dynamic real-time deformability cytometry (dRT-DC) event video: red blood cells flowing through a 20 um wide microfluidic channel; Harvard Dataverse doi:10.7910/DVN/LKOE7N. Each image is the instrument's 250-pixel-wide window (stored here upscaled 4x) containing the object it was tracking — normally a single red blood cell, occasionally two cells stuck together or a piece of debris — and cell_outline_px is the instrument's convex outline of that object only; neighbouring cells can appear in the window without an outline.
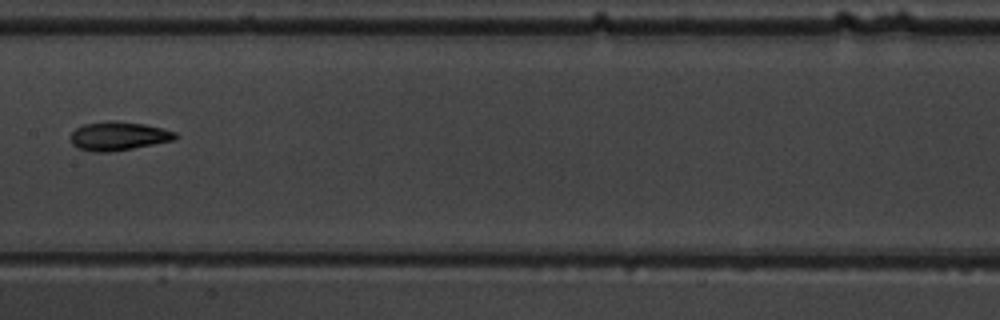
{"species": "common noctule bat (a hibernating species)", "species_latin": "Nyctalus noctula", "temperature_condition": "warm", "stored_images_in_passage": 9, "camera_frame_rate_fps": 3000, "um_per_image_px": 0.085, "animal": {"sex": "male", "body_mass_g": 19.5, "forearm_length_mm": 54.6}, "frame": {"image": 1, "passage_image": 8, "time_ms": 9.0, "image_size_px": [1000, 320], "cell_outline_px": [[180, 136], [172, 140], [112, 152], [92, 152], [76, 148], [72, 144], [72, 132], [76, 128], [84, 124], [108, 120], [116, 120], [144, 124], [164, 128], [176, 132]], "centroid_in_image_um": [10.06, 11.55], "position_along_channel_um": 197.3, "area_um2": 17.63}}
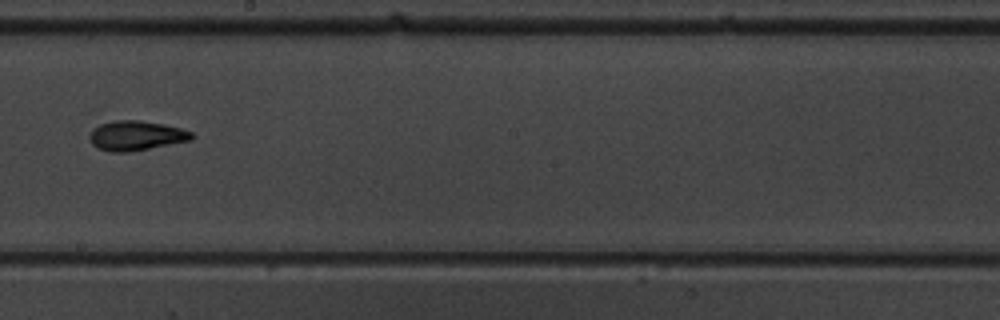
{"frame": {"image": 2, "passage_image": 9, "time_ms": 10.0, "image_size_px": [1000, 320], "cell_outline_px": [[196, 136], [192, 140], [128, 152], [112, 152], [100, 148], [92, 144], [88, 136], [100, 124], [116, 120], [140, 120], [164, 124], [180, 128], [192, 132]], "centroid_in_image_um": [11.61, 11.52], "position_along_channel_um": 236.6, "area_um2": 17.51}}